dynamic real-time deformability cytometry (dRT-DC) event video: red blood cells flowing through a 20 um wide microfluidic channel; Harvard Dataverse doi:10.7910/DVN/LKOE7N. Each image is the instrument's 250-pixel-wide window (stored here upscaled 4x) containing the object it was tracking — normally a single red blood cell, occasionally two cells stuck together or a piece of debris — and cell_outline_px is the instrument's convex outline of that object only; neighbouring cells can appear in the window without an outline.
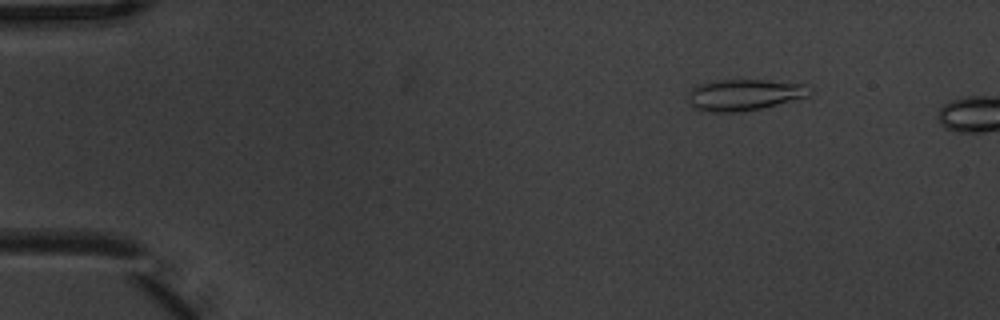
{"species": "common noctule bat (a hibernating species)", "species_latin": "Nyctalus noctula", "temperature_condition": "warm", "stored_images_in_passage": 3, "camera_frame_rate_fps": 3000, "um_per_image_px": 0.085, "animal": {"sex": "male", "body_mass_g": 20.1, "forearm_length_mm": 53.5}, "frame": {"image": 1, "passage_image": 2, "time_ms": 0.333, "image_size_px": [1000, 320], "cell_outline_px": [[816, 88], [808, 96], [744, 112], [708, 112], [692, 108], [688, 104], [688, 92], [692, 88], [700, 84], [716, 80], [764, 80], [804, 84]], "centroid_in_image_um": [63.24, 8.06], "position_along_channel_um": 21.8, "area_um2": 22.37}}